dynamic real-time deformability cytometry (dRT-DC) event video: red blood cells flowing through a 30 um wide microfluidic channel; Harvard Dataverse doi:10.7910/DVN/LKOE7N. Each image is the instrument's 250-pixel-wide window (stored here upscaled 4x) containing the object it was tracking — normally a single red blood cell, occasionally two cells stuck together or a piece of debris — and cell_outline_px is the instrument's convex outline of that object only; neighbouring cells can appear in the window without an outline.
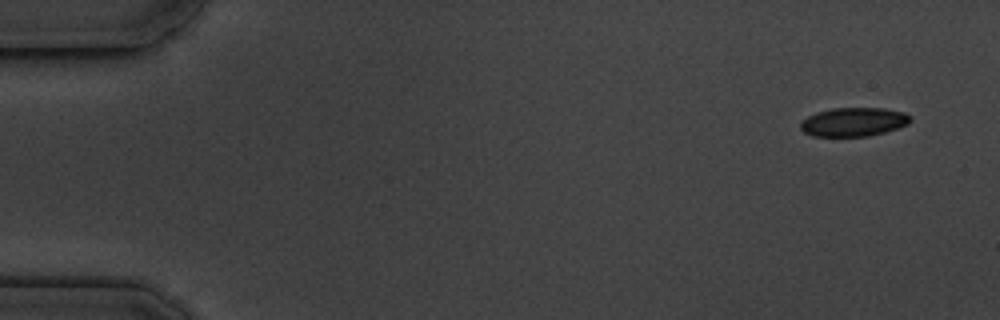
{"species": "common noctule bat (a hibernating species)", "species_latin": "Nyctalus noctula", "temperature_condition": "cold", "stored_images_in_passage": 4, "camera_frame_rate_fps": 3000, "um_per_image_px": 0.085, "animal": {"sex": "male", "body_mass_g": 19.5, "forearm_length_mm": 54.6}, "frame": {"image": 1, "passage_image": 1, "time_ms": 0.0, "image_size_px": [1000, 320], "cell_outline_px": [[912, 120], [908, 124], [884, 132], [868, 136], [812, 136], [804, 132], [800, 128], [800, 120], [816, 112], [832, 108], [884, 108], [904, 112], [912, 116]], "centroid_in_image_um": [72.55, 10.36], "position_along_channel_um": 12.5, "area_um2": 18.55}}
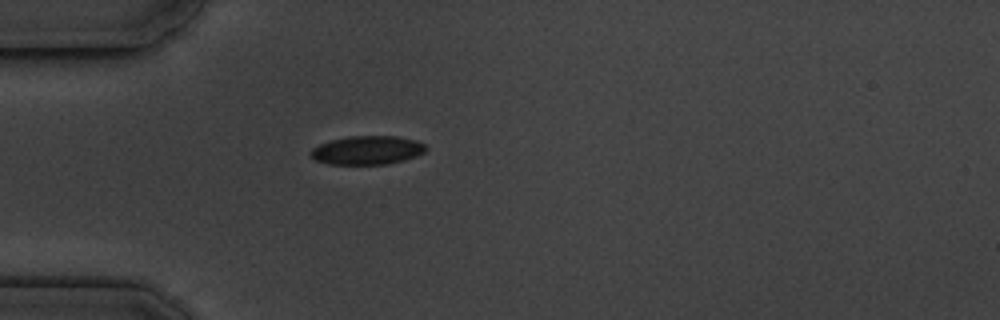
{"frame": {"image": 2, "passage_image": 4, "time_ms": 4.333, "image_size_px": [1000, 320], "cell_outline_px": [[428, 148], [424, 152], [416, 156], [404, 160], [384, 164], [328, 164], [316, 160], [308, 152], [312, 148], [320, 144], [332, 140], [348, 136], [396, 136], [416, 140], [424, 144]], "centroid_in_image_um": [31.22, 12.76], "position_along_channel_um": 53.8, "area_um2": 19.19}}